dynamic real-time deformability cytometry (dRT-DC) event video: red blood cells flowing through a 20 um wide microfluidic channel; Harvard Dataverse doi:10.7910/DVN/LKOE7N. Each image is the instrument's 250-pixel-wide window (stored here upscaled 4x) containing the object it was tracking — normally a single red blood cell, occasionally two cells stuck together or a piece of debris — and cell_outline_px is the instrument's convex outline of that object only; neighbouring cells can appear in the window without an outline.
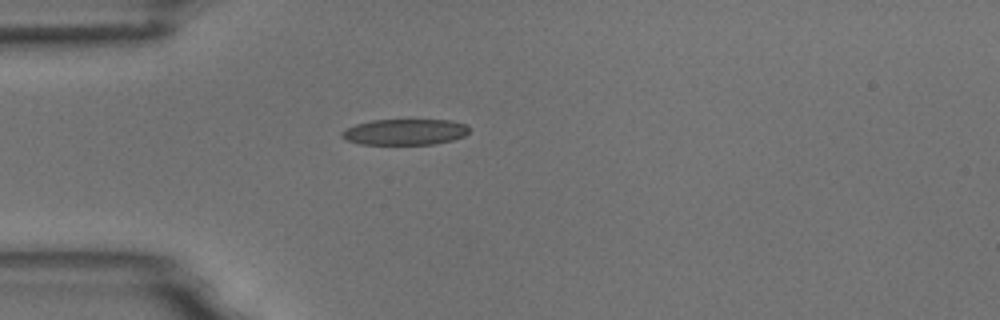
{"species": "common noctule bat (a hibernating species)", "species_latin": "Nyctalus noctula", "temperature_condition": "room temperature", "stored_images_in_passage": 1, "camera_frame_rate_fps": 3000, "um_per_image_px": 0.085, "animal": {"sex": "male", "body_mass_g": 18.8}, "frame": {"image": 1, "passage_image": 1, "time_ms": 0.0, "image_size_px": [1000, 320], "cell_outline_px": [[468, 132], [464, 136], [452, 140], [432, 144], [360, 144], [344, 140], [340, 136], [340, 132], [344, 128], [356, 124], [372, 120], [452, 120], [464, 124], [468, 128]], "centroid_in_image_um": [34.34, 11.21], "position_along_channel_um": 50.7, "area_um2": 19.31}}